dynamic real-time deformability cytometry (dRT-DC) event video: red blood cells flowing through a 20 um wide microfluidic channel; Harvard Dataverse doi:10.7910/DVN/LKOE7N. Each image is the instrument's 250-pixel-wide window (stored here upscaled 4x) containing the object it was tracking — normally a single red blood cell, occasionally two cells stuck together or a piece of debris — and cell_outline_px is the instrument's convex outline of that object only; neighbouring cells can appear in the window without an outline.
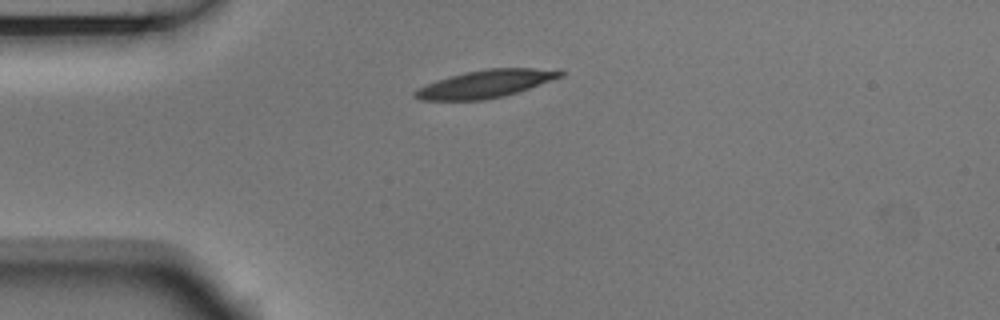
{"species": "Egyptian fruit bat (a non-hibernating species)", "species_latin": "Rousettus aegyptiacus", "temperature_condition": "room temperature", "stored_images_in_passage": 5, "camera_frame_rate_fps": 3000, "um_per_image_px": 0.085, "animal": {"sex": "male"}, "frame": {"image": 1, "passage_image": 1, "time_ms": 0.0, "image_size_px": [1000, 320], "cell_outline_px": [[564, 76], [504, 96], [484, 100], [420, 100], [412, 96], [412, 92], [416, 88], [436, 80], [448, 76], [464, 72], [488, 68], [532, 68], [564, 72]], "centroid_in_image_um": [41.17, 7.13], "position_along_channel_um": 43.8, "area_um2": 23.35}}
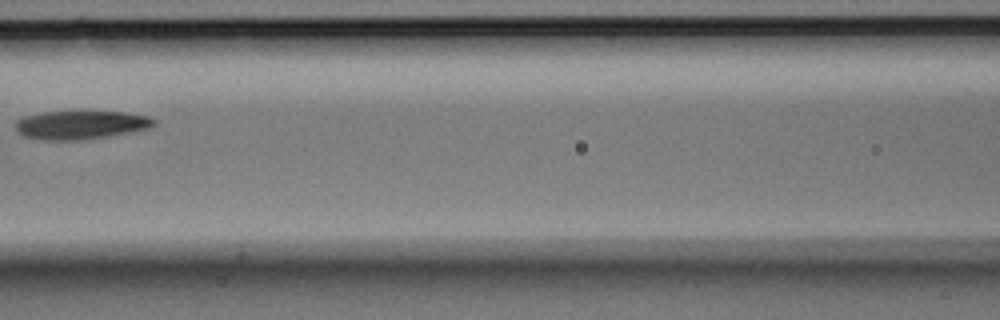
{"frame": {"image": 2, "passage_image": 4, "time_ms": 1.0, "image_size_px": [1000, 320], "cell_outline_px": [[156, 124], [152, 128], [108, 136], [84, 140], [36, 140], [24, 136], [16, 132], [16, 120], [24, 116], [44, 112], [72, 108], [124, 112], [148, 116], [156, 120]], "centroid_in_image_um": [6.86, 10.57], "position_along_channel_um": 159.7, "area_um2": 24.33}}
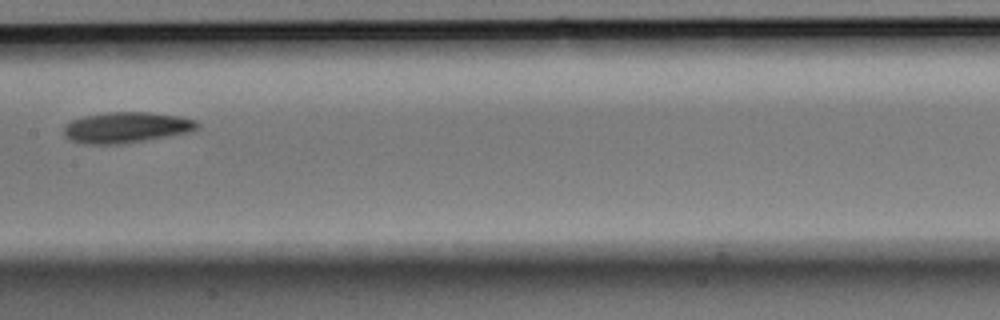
{"frame": {"image": 3, "passage_image": 5, "time_ms": 1.333, "image_size_px": [1000, 320], "cell_outline_px": [[200, 128], [188, 132], [144, 140], [120, 144], [84, 144], [68, 140], [64, 136], [64, 124], [72, 120], [84, 116], [104, 112], [148, 112], [180, 116], [196, 120], [200, 124]], "centroid_in_image_um": [10.7, 10.83], "position_along_channel_um": 196.7, "area_um2": 24.1}}